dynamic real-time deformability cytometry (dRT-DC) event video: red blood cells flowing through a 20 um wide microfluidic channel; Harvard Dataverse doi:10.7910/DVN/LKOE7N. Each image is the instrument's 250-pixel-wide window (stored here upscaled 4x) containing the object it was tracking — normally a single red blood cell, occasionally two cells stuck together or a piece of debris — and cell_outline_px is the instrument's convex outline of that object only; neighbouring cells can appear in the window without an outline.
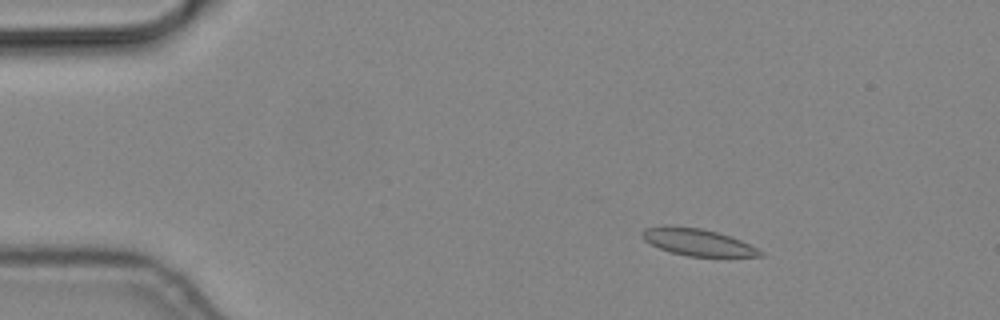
{"species": "common noctule bat (a hibernating species)", "species_latin": "Nyctalus noctula", "temperature_condition": "cold", "stored_images_in_passage": 4, "camera_frame_rate_fps": 3000, "um_per_image_px": 0.085, "animal": {"sex": "male", "body_mass_g": 19.2, "forearm_length_mm": 51.8}, "frame": {"image": 1, "passage_image": 1, "time_ms": 0.0, "image_size_px": [1000, 320], "cell_outline_px": [[764, 256], [688, 256], [672, 252], [660, 248], [644, 240], [640, 236], [640, 232], [644, 228], [664, 224], [700, 228], [716, 232], [740, 240], [764, 252]], "centroid_in_image_um": [59.22, 20.56], "position_along_channel_um": 25.8, "area_um2": 18.44}}
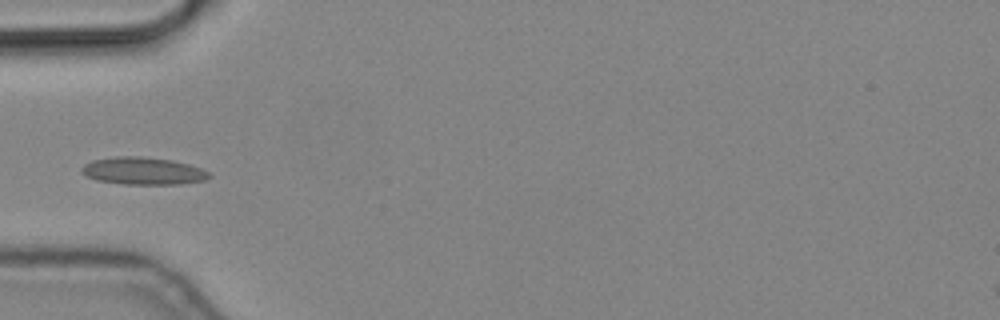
{"frame": {"image": 2, "passage_image": 4, "time_ms": 1.0, "image_size_px": [1000, 320], "cell_outline_px": [[212, 176], [204, 180], [180, 184], [124, 184], [96, 180], [84, 176], [80, 172], [80, 168], [84, 164], [92, 160], [116, 156], [140, 156], [172, 160], [188, 164], [200, 168], [208, 172]], "centroid_in_image_um": [12.1, 14.53], "position_along_channel_um": 72.9, "area_um2": 20.46}}